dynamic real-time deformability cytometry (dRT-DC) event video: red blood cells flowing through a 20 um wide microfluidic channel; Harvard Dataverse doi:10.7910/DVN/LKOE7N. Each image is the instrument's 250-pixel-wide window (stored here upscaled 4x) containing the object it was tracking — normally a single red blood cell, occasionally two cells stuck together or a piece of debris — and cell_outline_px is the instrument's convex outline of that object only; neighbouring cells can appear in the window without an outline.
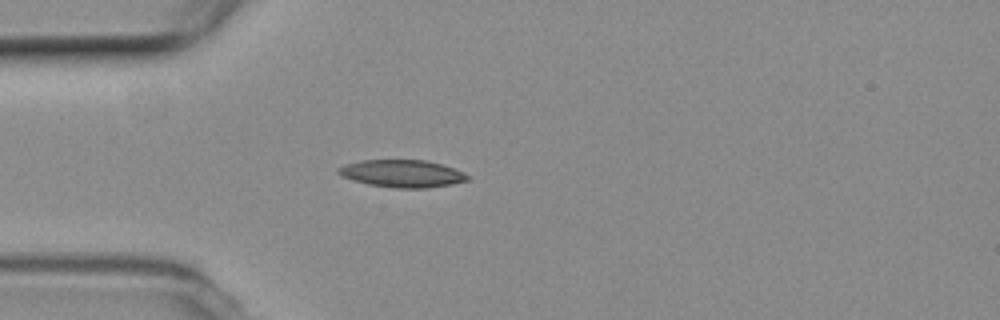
{"species": "common noctule bat (a hibernating species)", "species_latin": "Nyctalus noctula", "temperature_condition": "room temperature", "stored_images_in_passage": 5, "camera_frame_rate_fps": 3000, "um_per_image_px": 0.085, "animal": {"sex": "female", "body_mass_g": 19.3, "forearm_length_mm": 54.1}, "frame": {"image": 1, "passage_image": 1, "time_ms": 0.0, "image_size_px": [1000, 320], "cell_outline_px": [[472, 176], [468, 180], [452, 184], [428, 188], [392, 188], [368, 184], [352, 180], [336, 172], [336, 168], [344, 164], [360, 160], [424, 160], [440, 164], [464, 172]], "centroid_in_image_um": [34.17, 14.75], "position_along_channel_um": 50.8, "area_um2": 20.75}}